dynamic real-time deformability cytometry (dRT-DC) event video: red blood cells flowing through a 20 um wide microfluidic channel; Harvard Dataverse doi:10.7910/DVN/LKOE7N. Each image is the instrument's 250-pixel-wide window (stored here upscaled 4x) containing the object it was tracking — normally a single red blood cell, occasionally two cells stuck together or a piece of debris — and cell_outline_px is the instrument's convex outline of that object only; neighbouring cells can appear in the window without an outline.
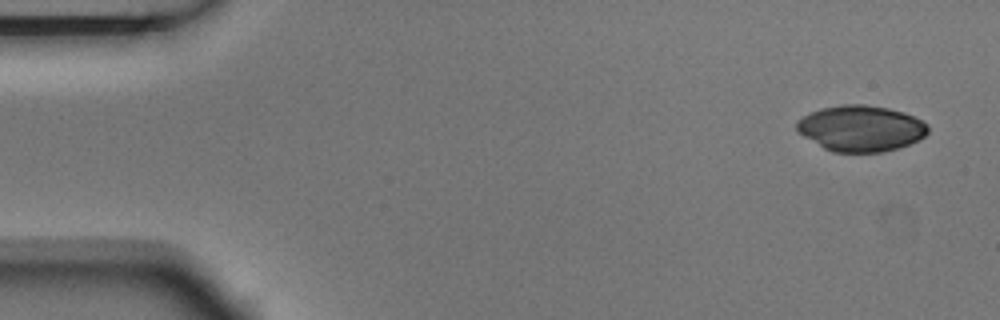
{"species": "Egyptian fruit bat (a non-hibernating species)", "species_latin": "Rousettus aegyptiacus", "temperature_condition": "room temperature", "stored_images_in_passage": 5, "camera_frame_rate_fps": 3000, "um_per_image_px": 0.085, "animal": {"sex": "male"}, "frame": {"image": 1, "passage_image": 1, "time_ms": 0.0, "image_size_px": [1000, 320], "cell_outline_px": [[928, 132], [924, 136], [908, 144], [884, 152], [832, 152], [824, 148], [796, 132], [796, 120], [820, 108], [840, 104], [864, 104], [888, 108], [904, 112], [928, 124]], "centroid_in_image_um": [73.14, 10.9], "position_along_channel_um": 11.9, "area_um2": 35.14}}